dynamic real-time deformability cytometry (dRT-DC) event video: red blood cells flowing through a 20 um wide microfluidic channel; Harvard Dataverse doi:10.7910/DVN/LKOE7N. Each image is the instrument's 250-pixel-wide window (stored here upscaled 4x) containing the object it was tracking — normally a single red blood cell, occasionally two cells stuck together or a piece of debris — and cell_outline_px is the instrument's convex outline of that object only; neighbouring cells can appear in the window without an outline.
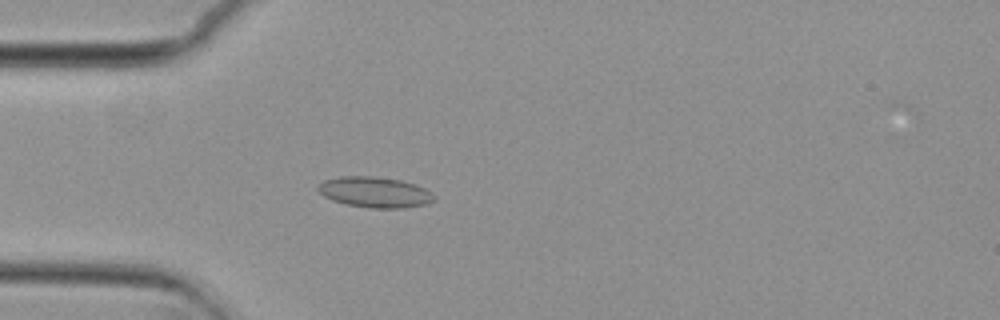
{"species": "common noctule bat (a hibernating species)", "species_latin": "Nyctalus noctula", "temperature_condition": "cold", "stored_images_in_passage": 49, "camera_frame_rate_fps": 3000, "um_per_image_px": 0.085, "animal": {"sex": "female", "body_mass_g": 29.2, "forearm_length_mm": 56.3}, "frame": {"image": 1, "passage_image": 10, "time_ms": 3.0, "image_size_px": [1000, 320], "cell_outline_px": [[436, 200], [428, 204], [404, 208], [368, 208], [344, 204], [332, 200], [324, 196], [316, 188], [324, 180], [340, 176], [372, 176], [400, 180], [416, 184], [424, 188], [436, 196]], "centroid_in_image_um": [31.88, 16.34], "position_along_channel_um": 53.1, "area_um2": 20.92}}
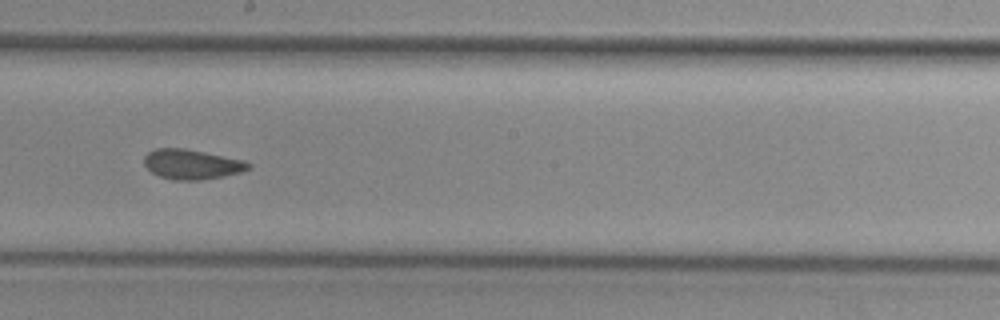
{"frame": {"image": 2, "passage_image": 25, "time_ms": 8.0, "image_size_px": [1000, 320], "cell_outline_px": [[252, 168], [240, 172], [224, 176], [200, 180], [172, 180], [160, 176], [152, 172], [144, 164], [144, 156], [148, 152], [156, 148], [184, 148], [244, 160], [252, 164]], "centroid_in_image_um": [16.31, 13.96], "position_along_channel_um": 231.9, "area_um2": 18.15}}
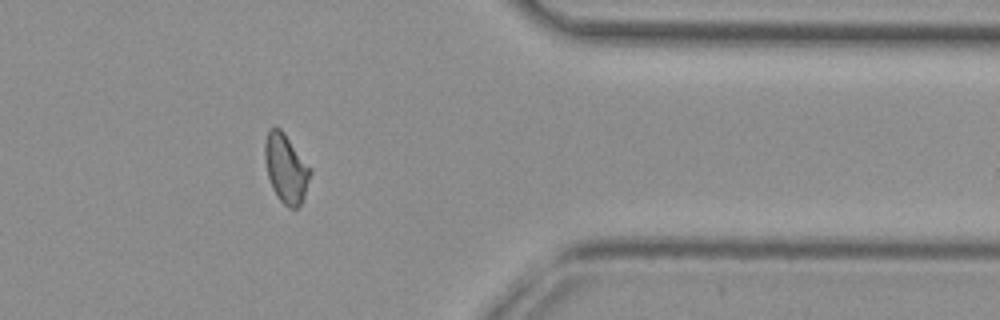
{"frame": {"image": 3, "passage_image": 39, "time_ms": 12.667, "image_size_px": [1000, 320], "cell_outline_px": [[312, 172], [304, 196], [300, 204], [296, 208], [288, 208], [276, 196], [272, 188], [268, 176], [264, 160], [264, 144], [268, 128], [280, 128], [284, 132], [312, 168]], "centroid_in_image_um": [24.3, 14.3], "position_along_channel_um": 387.1, "area_um2": 18.44}, "authors_computed_cell_mechanics": {"area_um2": 18.207, "velocity_mm_per_s": 3.7321, "shape_relaxation_time_tau1_ms": null, "shape_relaxation_time_tau2_ms": 1.8353, "deformation_change_tau1": null, "deformation_change_tau2": 0.0621}}